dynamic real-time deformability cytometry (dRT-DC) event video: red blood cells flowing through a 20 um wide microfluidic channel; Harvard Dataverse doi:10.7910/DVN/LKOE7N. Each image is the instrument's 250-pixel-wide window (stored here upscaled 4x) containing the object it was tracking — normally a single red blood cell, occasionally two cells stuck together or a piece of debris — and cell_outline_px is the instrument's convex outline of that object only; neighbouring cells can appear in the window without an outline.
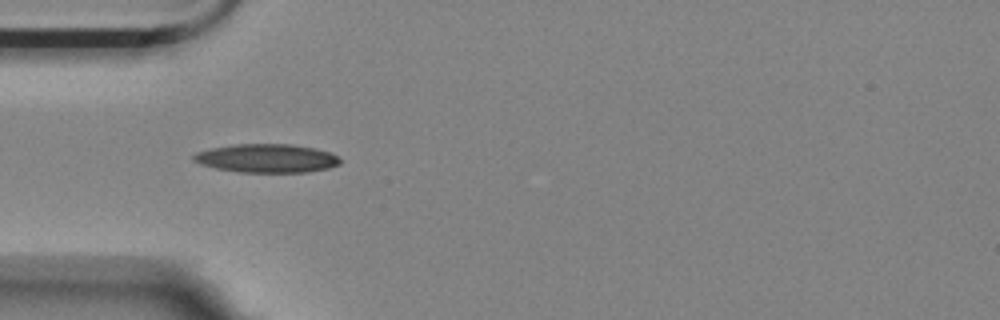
{"species": "Egyptian fruit bat (a non-hibernating species)", "species_latin": "Rousettus aegyptiacus", "temperature_condition": "room temperature", "stored_images_in_passage": 40, "camera_frame_rate_fps": 3000, "um_per_image_px": 0.085, "animal": {"sex": "female"}, "frame": {"image": 1, "passage_image": 1, "time_ms": 0.0, "image_size_px": [1000, 320], "cell_outline_px": [[340, 164], [328, 168], [308, 172], [240, 172], [216, 168], [200, 164], [192, 160], [192, 156], [196, 152], [212, 148], [232, 144], [292, 144], [312, 148], [328, 152], [336, 156], [340, 160]], "centroid_in_image_um": [22.63, 13.45], "position_along_channel_um": 62.4, "area_um2": 24.28}}
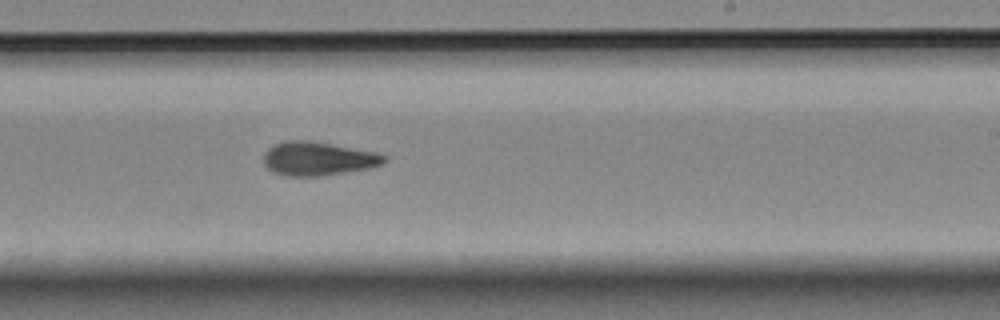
{"frame": {"image": 2, "passage_image": 18, "time_ms": 5.667, "image_size_px": [1000, 320], "cell_outline_px": [[388, 160], [384, 164], [368, 168], [320, 176], [284, 176], [272, 172], [264, 164], [264, 152], [272, 144], [284, 140], [308, 140], [332, 144], [376, 152], [388, 156]], "centroid_in_image_um": [27.02, 13.48], "position_along_channel_um": 262.0, "area_um2": 23.93}}
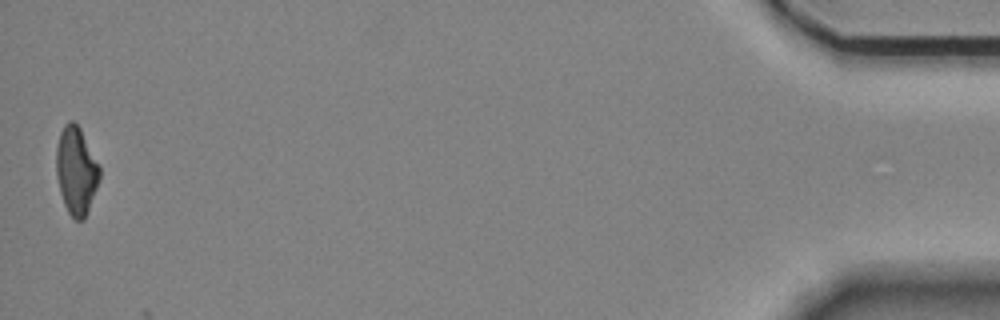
{"frame": {"image": 3, "passage_image": 40, "time_ms": 13.0, "image_size_px": [1000, 320], "cell_outline_px": [[100, 180], [84, 220], [76, 220], [68, 212], [64, 204], [60, 192], [56, 176], [56, 148], [60, 132], [64, 124], [68, 120], [72, 120], [80, 128], [100, 168]], "centroid_in_image_um": [6.46, 14.51], "position_along_channel_um": 428.7, "area_um2": 22.08}, "authors_computed_cell_mechanics": {"area_um2": 23.0044, "velocity_mm_per_s": 3.5256, "shape_relaxation_time_tau1_ms": 6.4439, "shape_relaxation_time_tau2_ms": 5.523, "deformation_change_tau1": 0.1793, "deformation_change_tau2": 0.1449}}